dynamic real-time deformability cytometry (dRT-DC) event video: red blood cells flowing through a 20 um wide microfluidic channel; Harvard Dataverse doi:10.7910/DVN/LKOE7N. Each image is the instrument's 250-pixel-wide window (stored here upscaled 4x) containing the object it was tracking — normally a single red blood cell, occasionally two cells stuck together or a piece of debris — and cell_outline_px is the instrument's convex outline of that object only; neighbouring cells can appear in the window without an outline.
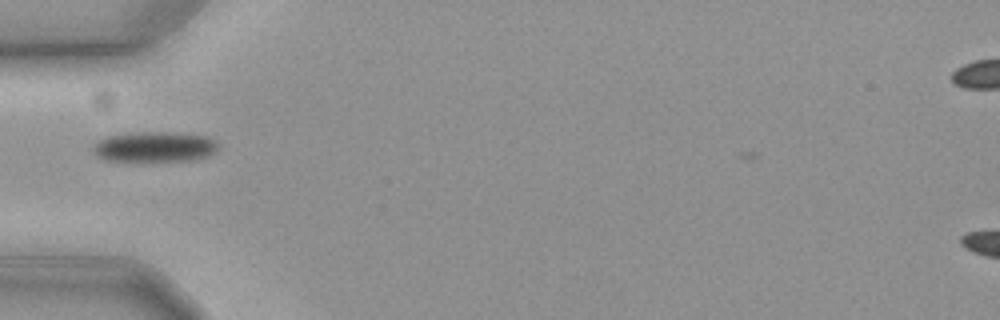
{"species": "common noctule bat (a hibernating species)", "species_latin": "Nyctalus noctula", "temperature_condition": "cold", "stored_images_in_passage": 3, "camera_frame_rate_fps": 3000, "um_per_image_px": 0.085, "animal": {"sex": "female", "body_mass_g": 19.3, "forearm_length_mm": 54.1}, "frame": {"image": 1, "passage_image": 1, "time_ms": 0.0, "image_size_px": [1000, 320], "cell_outline_px": [[220, 144], [216, 152], [208, 156], [196, 160], [148, 164], [144, 164], [108, 160], [100, 156], [92, 148], [100, 140], [108, 136], [136, 132], [168, 132], [204, 136], [216, 140]], "centroid_in_image_um": [13.21, 12.54], "position_along_channel_um": 71.8, "area_um2": 23.0}}